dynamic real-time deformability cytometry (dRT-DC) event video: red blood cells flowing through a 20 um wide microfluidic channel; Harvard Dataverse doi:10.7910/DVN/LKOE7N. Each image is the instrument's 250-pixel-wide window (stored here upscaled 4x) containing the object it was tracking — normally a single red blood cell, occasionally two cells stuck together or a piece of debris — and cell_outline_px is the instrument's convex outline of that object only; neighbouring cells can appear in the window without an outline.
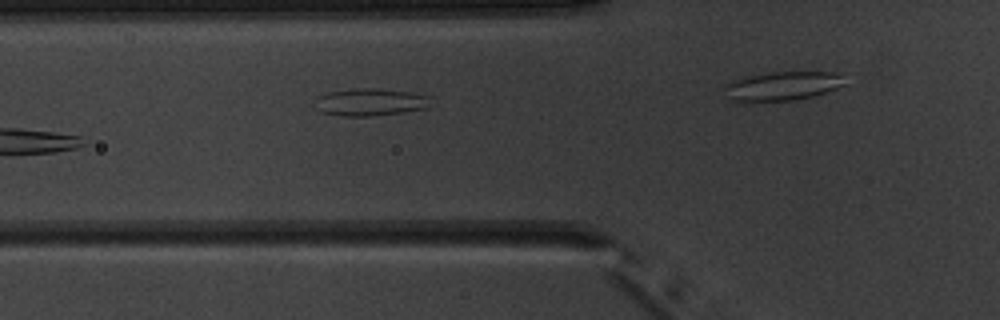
{"species": "common noctule bat (a hibernating species)", "species_latin": "Nyctalus noctula", "temperature_condition": "warm", "stored_images_in_passage": 6, "camera_frame_rate_fps": 3000, "um_per_image_px": 0.085, "animal": {"sex": "male", "body_mass_g": 20.1, "forearm_length_mm": 53.5}, "frame": {"image": 1, "passage_image": 5, "time_ms": 4.667, "image_size_px": [1000, 320], "cell_outline_px": [[428, 96], [424, 108], [400, 112], [372, 116], [344, 116], [324, 112], [316, 108], [316, 96], [328, 92], [360, 88], [372, 88], [408, 92]], "centroid_in_image_um": [31.36, 8.67], "position_along_channel_um": 94.4, "area_um2": 17.8}}